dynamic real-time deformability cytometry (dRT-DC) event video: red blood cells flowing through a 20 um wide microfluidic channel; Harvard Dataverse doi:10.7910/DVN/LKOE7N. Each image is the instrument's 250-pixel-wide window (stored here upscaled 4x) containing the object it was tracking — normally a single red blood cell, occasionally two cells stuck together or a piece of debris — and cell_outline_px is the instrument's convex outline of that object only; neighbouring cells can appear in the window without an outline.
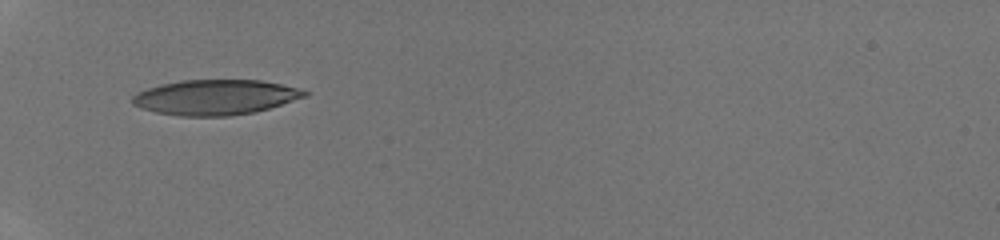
{"species": "human", "species_latin": "Homo sapiens", "temperature_condition": "room temperature", "stored_images_in_passage": 29, "camera_frame_rate_fps": 3000, "um_per_image_px": 0.085, "donor": {"sex": "male"}, "frame": {"image": 1, "passage_image": 1, "time_ms": 0.0, "image_size_px": [1000, 240], "cell_outline_px": [[312, 92], [308, 96], [256, 112], [228, 116], [180, 116], [156, 112], [140, 108], [132, 104], [132, 96], [136, 92], [160, 84], [180, 80], [260, 80], [280, 84]], "centroid_in_image_um": [18.29, 8.27], "position_along_channel_um": 66.7, "area_um2": 35.43}}
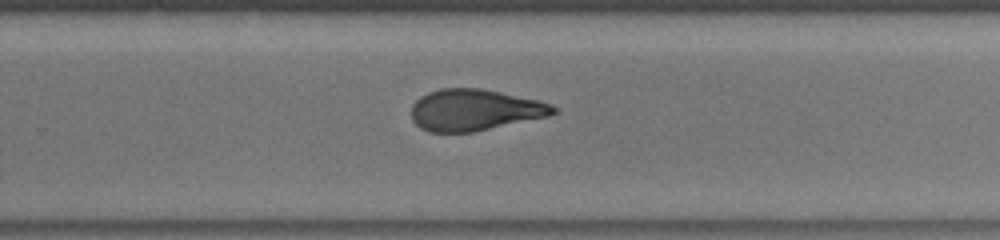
{"frame": {"image": 2, "passage_image": 16, "time_ms": 5.0, "image_size_px": [1000, 240], "cell_outline_px": [[556, 112], [548, 116], [472, 132], [428, 132], [420, 128], [412, 120], [412, 104], [420, 96], [428, 92], [440, 88], [480, 88], [500, 92], [536, 100], [552, 104], [556, 108]], "centroid_in_image_um": [40.3, 9.34], "position_along_channel_um": 289.5, "area_um2": 34.04}}
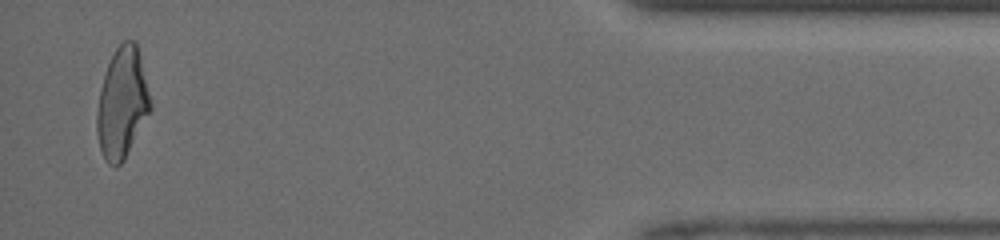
{"frame": {"image": 3, "passage_image": 28, "time_ms": 9.0, "image_size_px": [1000, 240], "cell_outline_px": [[152, 108], [124, 160], [116, 168], [108, 164], [104, 160], [100, 148], [96, 132], [96, 112], [100, 88], [108, 64], [116, 48], [124, 40], [136, 40], [152, 104]], "centroid_in_image_um": [10.37, 8.79], "position_along_channel_um": 424.8, "area_um2": 34.51}}